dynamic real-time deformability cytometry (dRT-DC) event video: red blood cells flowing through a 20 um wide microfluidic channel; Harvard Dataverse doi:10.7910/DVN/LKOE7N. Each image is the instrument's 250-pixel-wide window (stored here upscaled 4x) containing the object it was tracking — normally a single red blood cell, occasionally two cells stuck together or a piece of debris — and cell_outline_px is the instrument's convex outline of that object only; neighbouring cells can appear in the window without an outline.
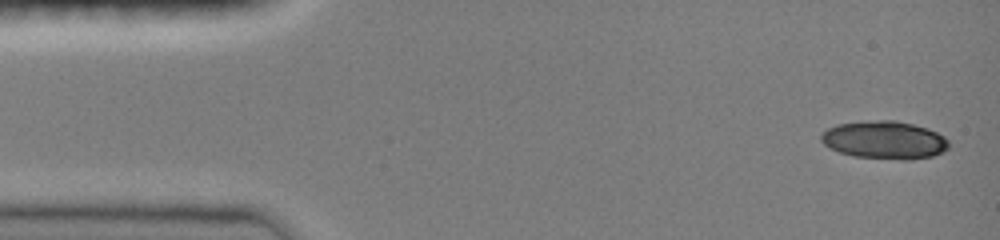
{"species": "common noctule bat (a hibernating species)", "species_latin": "Nyctalus noctula", "temperature_condition": "room temperature", "stored_images_in_passage": 6, "camera_frame_rate_fps": 3000, "um_per_image_px": 0.085, "animal": {"sex": "female", "body_mass_g": 19.0, "forearm_length_mm": 51.5}, "frame": {"image": 1, "passage_image": 1, "time_ms": 0.0, "image_size_px": [1000, 240], "cell_outline_px": [[948, 148], [944, 152], [932, 156], [908, 160], [900, 160], [852, 156], [840, 152], [824, 144], [820, 140], [820, 136], [828, 128], [836, 124], [880, 120], [896, 120], [928, 128], [944, 136], [948, 140]], "centroid_in_image_um": [75.2, 11.91], "position_along_channel_um": 9.8, "area_um2": 28.21}}
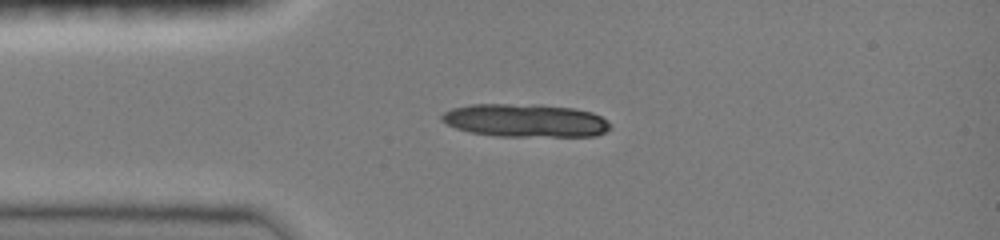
{"frame": {"image": 2, "passage_image": 4, "time_ms": 1.0, "image_size_px": [1000, 240], "cell_outline_px": [[612, 128], [596, 136], [496, 136], [468, 132], [456, 128], [440, 120], [440, 116], [444, 112], [452, 108], [468, 104], [540, 104], [572, 108], [592, 112], [600, 116]], "centroid_in_image_um": [44.61, 10.23], "position_along_channel_um": 40.4, "area_um2": 32.66}}